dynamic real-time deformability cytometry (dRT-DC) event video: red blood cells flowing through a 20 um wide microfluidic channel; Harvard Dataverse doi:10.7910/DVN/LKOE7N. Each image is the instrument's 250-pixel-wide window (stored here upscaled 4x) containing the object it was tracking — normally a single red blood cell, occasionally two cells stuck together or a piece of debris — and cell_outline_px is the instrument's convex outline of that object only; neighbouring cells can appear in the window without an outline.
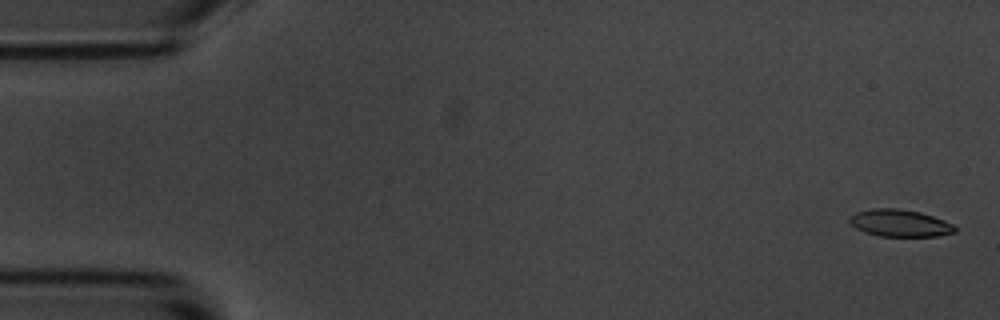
{"species": "common noctule bat (a hibernating species)", "species_latin": "Nyctalus noctula", "temperature_condition": "room temperature", "stored_images_in_passage": 5, "camera_frame_rate_fps": 3000, "um_per_image_px": 0.085, "animal": {"sex": "male", "body_mass_g": 20.1, "forearm_length_mm": 53.5}, "frame": {"image": 1, "passage_image": 1, "time_ms": 0.0, "image_size_px": [1000, 320], "cell_outline_px": [[956, 232], [936, 236], [880, 236], [864, 232], [848, 224], [848, 216], [856, 212], [872, 208], [900, 208], [920, 212], [944, 220], [952, 224], [956, 228]], "centroid_in_image_um": [76.43, 18.95], "position_along_channel_um": 8.6, "area_um2": 16.82}}
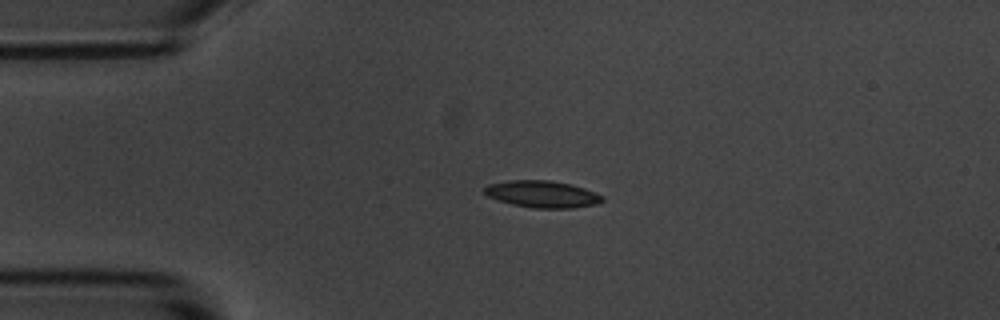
{"frame": {"image": 2, "passage_image": 4, "time_ms": 1.0, "image_size_px": [1000, 320], "cell_outline_px": [[604, 200], [596, 204], [572, 208], [532, 208], [512, 204], [496, 200], [488, 196], [480, 188], [488, 184], [508, 180], [552, 180], [572, 184], [596, 192], [604, 196]], "centroid_in_image_um": [46.07, 16.49], "position_along_channel_um": 38.9, "area_um2": 18.79}}